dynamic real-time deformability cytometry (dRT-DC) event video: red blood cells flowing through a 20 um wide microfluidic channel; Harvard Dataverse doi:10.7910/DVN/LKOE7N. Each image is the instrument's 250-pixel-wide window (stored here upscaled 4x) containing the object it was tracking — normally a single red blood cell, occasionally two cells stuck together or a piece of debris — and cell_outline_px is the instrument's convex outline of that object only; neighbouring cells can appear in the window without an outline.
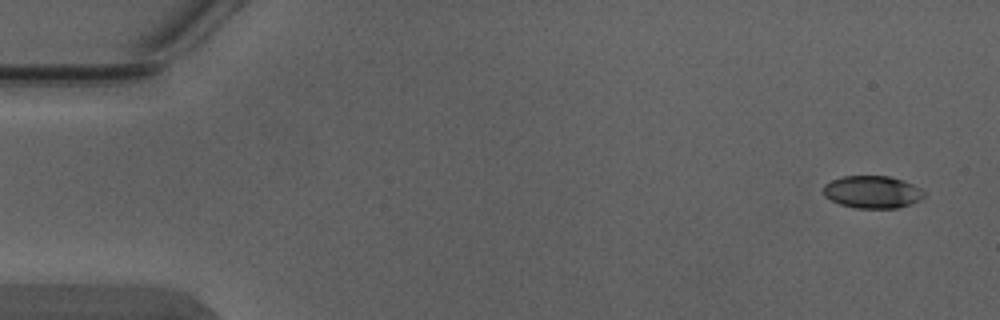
{"species": "Egyptian fruit bat (a non-hibernating species)", "species_latin": "Rousettus aegyptiacus", "temperature_condition": "warm", "stored_images_in_passage": 5, "camera_frame_rate_fps": 3000, "um_per_image_px": 0.085, "animal": {"sex": "male"}, "frame": {"image": 1, "passage_image": 1, "time_ms": 0.0, "image_size_px": [1000, 320], "cell_outline_px": [[924, 196], [920, 200], [912, 204], [896, 208], [856, 208], [840, 204], [824, 196], [824, 184], [832, 180], [844, 176], [888, 176], [904, 180], [920, 188], [924, 192]], "centroid_in_image_um": [74.16, 16.32], "position_along_channel_um": 10.8, "area_um2": 19.02}}
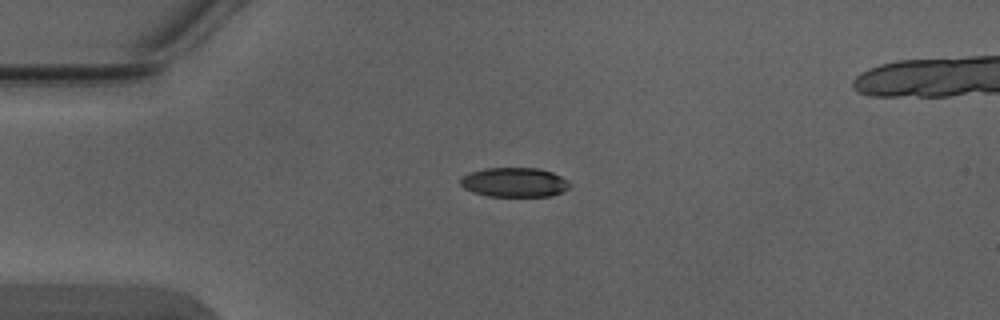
{"frame": {"image": 2, "passage_image": 4, "time_ms": 1.0, "image_size_px": [1000, 320], "cell_outline_px": [[572, 184], [568, 188], [552, 196], [488, 196], [472, 192], [464, 188], [460, 184], [460, 176], [468, 172], [484, 168], [540, 168], [552, 172], [568, 180]], "centroid_in_image_um": [43.69, 15.49], "position_along_channel_um": 41.3, "area_um2": 18.96}}